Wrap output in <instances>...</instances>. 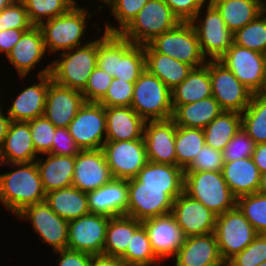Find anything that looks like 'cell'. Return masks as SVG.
<instances>
[{
	"label": "cell",
	"instance_id": "6da1fadb",
	"mask_svg": "<svg viewBox=\"0 0 266 266\" xmlns=\"http://www.w3.org/2000/svg\"><path fill=\"white\" fill-rule=\"evenodd\" d=\"M97 66L111 75L127 82H136L145 70L144 45L133 44L120 34L98 37Z\"/></svg>",
	"mask_w": 266,
	"mask_h": 266
},
{
	"label": "cell",
	"instance_id": "7a4b0ae2",
	"mask_svg": "<svg viewBox=\"0 0 266 266\" xmlns=\"http://www.w3.org/2000/svg\"><path fill=\"white\" fill-rule=\"evenodd\" d=\"M16 170L0 174V201L15 216L25 207L46 200L36 162L4 164Z\"/></svg>",
	"mask_w": 266,
	"mask_h": 266
},
{
	"label": "cell",
	"instance_id": "3957f363",
	"mask_svg": "<svg viewBox=\"0 0 266 266\" xmlns=\"http://www.w3.org/2000/svg\"><path fill=\"white\" fill-rule=\"evenodd\" d=\"M84 43L83 46L60 52L58 59L51 62L50 75L55 83L80 92L85 89L97 66L98 39Z\"/></svg>",
	"mask_w": 266,
	"mask_h": 266
},
{
	"label": "cell",
	"instance_id": "277c9868",
	"mask_svg": "<svg viewBox=\"0 0 266 266\" xmlns=\"http://www.w3.org/2000/svg\"><path fill=\"white\" fill-rule=\"evenodd\" d=\"M73 5L66 13L41 23L40 28L46 52H63L82 45V37L86 35L87 19L92 18L91 12Z\"/></svg>",
	"mask_w": 266,
	"mask_h": 266
},
{
	"label": "cell",
	"instance_id": "5b68a950",
	"mask_svg": "<svg viewBox=\"0 0 266 266\" xmlns=\"http://www.w3.org/2000/svg\"><path fill=\"white\" fill-rule=\"evenodd\" d=\"M184 192L219 216L236 206L222 171L184 172Z\"/></svg>",
	"mask_w": 266,
	"mask_h": 266
},
{
	"label": "cell",
	"instance_id": "8992f818",
	"mask_svg": "<svg viewBox=\"0 0 266 266\" xmlns=\"http://www.w3.org/2000/svg\"><path fill=\"white\" fill-rule=\"evenodd\" d=\"M131 108L146 122L172 117L171 90L145 69L134 83Z\"/></svg>",
	"mask_w": 266,
	"mask_h": 266
},
{
	"label": "cell",
	"instance_id": "52a82bcc",
	"mask_svg": "<svg viewBox=\"0 0 266 266\" xmlns=\"http://www.w3.org/2000/svg\"><path fill=\"white\" fill-rule=\"evenodd\" d=\"M179 23L164 0H149L120 35L133 44L146 45Z\"/></svg>",
	"mask_w": 266,
	"mask_h": 266
},
{
	"label": "cell",
	"instance_id": "ba28073f",
	"mask_svg": "<svg viewBox=\"0 0 266 266\" xmlns=\"http://www.w3.org/2000/svg\"><path fill=\"white\" fill-rule=\"evenodd\" d=\"M127 216L139 221L172 212L174 199L184 188L142 187L136 178L128 180Z\"/></svg>",
	"mask_w": 266,
	"mask_h": 266
},
{
	"label": "cell",
	"instance_id": "9c48e42d",
	"mask_svg": "<svg viewBox=\"0 0 266 266\" xmlns=\"http://www.w3.org/2000/svg\"><path fill=\"white\" fill-rule=\"evenodd\" d=\"M148 45L155 52L168 55L193 68L201 67L207 62L190 22H180L175 28L155 37Z\"/></svg>",
	"mask_w": 266,
	"mask_h": 266
},
{
	"label": "cell",
	"instance_id": "30bf717a",
	"mask_svg": "<svg viewBox=\"0 0 266 266\" xmlns=\"http://www.w3.org/2000/svg\"><path fill=\"white\" fill-rule=\"evenodd\" d=\"M213 233L222 260L242 252L258 235L237 206L216 217Z\"/></svg>",
	"mask_w": 266,
	"mask_h": 266
},
{
	"label": "cell",
	"instance_id": "8fae6325",
	"mask_svg": "<svg viewBox=\"0 0 266 266\" xmlns=\"http://www.w3.org/2000/svg\"><path fill=\"white\" fill-rule=\"evenodd\" d=\"M205 10L201 8L190 23L196 31L203 56L207 60H219L233 44V33L211 3ZM200 14L205 15L204 19Z\"/></svg>",
	"mask_w": 266,
	"mask_h": 266
},
{
	"label": "cell",
	"instance_id": "7c38bea8",
	"mask_svg": "<svg viewBox=\"0 0 266 266\" xmlns=\"http://www.w3.org/2000/svg\"><path fill=\"white\" fill-rule=\"evenodd\" d=\"M253 94H258L266 80V55L232 44L218 60Z\"/></svg>",
	"mask_w": 266,
	"mask_h": 266
},
{
	"label": "cell",
	"instance_id": "4fadbf2b",
	"mask_svg": "<svg viewBox=\"0 0 266 266\" xmlns=\"http://www.w3.org/2000/svg\"><path fill=\"white\" fill-rule=\"evenodd\" d=\"M68 130L80 150L102 149L106 141L105 107L99 102H85Z\"/></svg>",
	"mask_w": 266,
	"mask_h": 266
},
{
	"label": "cell",
	"instance_id": "5bb4252c",
	"mask_svg": "<svg viewBox=\"0 0 266 266\" xmlns=\"http://www.w3.org/2000/svg\"><path fill=\"white\" fill-rule=\"evenodd\" d=\"M212 96L223 111L242 113L249 105L253 93L242 84L231 70L218 60H209Z\"/></svg>",
	"mask_w": 266,
	"mask_h": 266
},
{
	"label": "cell",
	"instance_id": "9a60e30c",
	"mask_svg": "<svg viewBox=\"0 0 266 266\" xmlns=\"http://www.w3.org/2000/svg\"><path fill=\"white\" fill-rule=\"evenodd\" d=\"M16 217L24 221L30 220L33 231L54 252L67 249L69 222L54 213L46 201L25 207Z\"/></svg>",
	"mask_w": 266,
	"mask_h": 266
},
{
	"label": "cell",
	"instance_id": "2e32d148",
	"mask_svg": "<svg viewBox=\"0 0 266 266\" xmlns=\"http://www.w3.org/2000/svg\"><path fill=\"white\" fill-rule=\"evenodd\" d=\"M102 150L113 178H135L147 163L144 139L129 141H105Z\"/></svg>",
	"mask_w": 266,
	"mask_h": 266
},
{
	"label": "cell",
	"instance_id": "e0dca14e",
	"mask_svg": "<svg viewBox=\"0 0 266 266\" xmlns=\"http://www.w3.org/2000/svg\"><path fill=\"white\" fill-rule=\"evenodd\" d=\"M109 219L105 215L89 213L69 221L67 249L103 254Z\"/></svg>",
	"mask_w": 266,
	"mask_h": 266
},
{
	"label": "cell",
	"instance_id": "ac0fdd59",
	"mask_svg": "<svg viewBox=\"0 0 266 266\" xmlns=\"http://www.w3.org/2000/svg\"><path fill=\"white\" fill-rule=\"evenodd\" d=\"M171 213L185 238L214 232L217 216L184 191L174 199Z\"/></svg>",
	"mask_w": 266,
	"mask_h": 266
},
{
	"label": "cell",
	"instance_id": "d6986e66",
	"mask_svg": "<svg viewBox=\"0 0 266 266\" xmlns=\"http://www.w3.org/2000/svg\"><path fill=\"white\" fill-rule=\"evenodd\" d=\"M112 179L102 149L81 150L75 156L73 187L87 193L108 184Z\"/></svg>",
	"mask_w": 266,
	"mask_h": 266
},
{
	"label": "cell",
	"instance_id": "ffe728a7",
	"mask_svg": "<svg viewBox=\"0 0 266 266\" xmlns=\"http://www.w3.org/2000/svg\"><path fill=\"white\" fill-rule=\"evenodd\" d=\"M50 72L51 64H48L37 74L39 83L27 86L13 99L7 110L11 121L28 122L44 115L46 93L52 81Z\"/></svg>",
	"mask_w": 266,
	"mask_h": 266
},
{
	"label": "cell",
	"instance_id": "44dd1931",
	"mask_svg": "<svg viewBox=\"0 0 266 266\" xmlns=\"http://www.w3.org/2000/svg\"><path fill=\"white\" fill-rule=\"evenodd\" d=\"M156 257L162 261L175 257L185 236L172 213L142 221Z\"/></svg>",
	"mask_w": 266,
	"mask_h": 266
},
{
	"label": "cell",
	"instance_id": "7402d4cb",
	"mask_svg": "<svg viewBox=\"0 0 266 266\" xmlns=\"http://www.w3.org/2000/svg\"><path fill=\"white\" fill-rule=\"evenodd\" d=\"M175 133L176 124L171 118L146 121L143 139L147 160L154 163L176 165Z\"/></svg>",
	"mask_w": 266,
	"mask_h": 266
},
{
	"label": "cell",
	"instance_id": "603a6c76",
	"mask_svg": "<svg viewBox=\"0 0 266 266\" xmlns=\"http://www.w3.org/2000/svg\"><path fill=\"white\" fill-rule=\"evenodd\" d=\"M84 103L80 91L58 85L52 80L46 93L44 116L56 128H68Z\"/></svg>",
	"mask_w": 266,
	"mask_h": 266
},
{
	"label": "cell",
	"instance_id": "cb8c5ba5",
	"mask_svg": "<svg viewBox=\"0 0 266 266\" xmlns=\"http://www.w3.org/2000/svg\"><path fill=\"white\" fill-rule=\"evenodd\" d=\"M128 180L113 178L108 184L87 192L90 213L108 217L127 216Z\"/></svg>",
	"mask_w": 266,
	"mask_h": 266
},
{
	"label": "cell",
	"instance_id": "d4e9b609",
	"mask_svg": "<svg viewBox=\"0 0 266 266\" xmlns=\"http://www.w3.org/2000/svg\"><path fill=\"white\" fill-rule=\"evenodd\" d=\"M46 49L42 32L38 26L25 31L20 40L7 54V61L16 69L21 79L25 78L45 57Z\"/></svg>",
	"mask_w": 266,
	"mask_h": 266
},
{
	"label": "cell",
	"instance_id": "484cf974",
	"mask_svg": "<svg viewBox=\"0 0 266 266\" xmlns=\"http://www.w3.org/2000/svg\"><path fill=\"white\" fill-rule=\"evenodd\" d=\"M173 259L175 266H212L222 260L214 233L185 238Z\"/></svg>",
	"mask_w": 266,
	"mask_h": 266
},
{
	"label": "cell",
	"instance_id": "4316f807",
	"mask_svg": "<svg viewBox=\"0 0 266 266\" xmlns=\"http://www.w3.org/2000/svg\"><path fill=\"white\" fill-rule=\"evenodd\" d=\"M4 164L29 163L36 161L31 130L28 122L11 121L1 145Z\"/></svg>",
	"mask_w": 266,
	"mask_h": 266
},
{
	"label": "cell",
	"instance_id": "83f0119b",
	"mask_svg": "<svg viewBox=\"0 0 266 266\" xmlns=\"http://www.w3.org/2000/svg\"><path fill=\"white\" fill-rule=\"evenodd\" d=\"M106 141L143 139L145 121L131 107H105Z\"/></svg>",
	"mask_w": 266,
	"mask_h": 266
},
{
	"label": "cell",
	"instance_id": "f1b7e54d",
	"mask_svg": "<svg viewBox=\"0 0 266 266\" xmlns=\"http://www.w3.org/2000/svg\"><path fill=\"white\" fill-rule=\"evenodd\" d=\"M222 174L231 193L236 198L259 192L261 173L252 157L224 162Z\"/></svg>",
	"mask_w": 266,
	"mask_h": 266
},
{
	"label": "cell",
	"instance_id": "f546056e",
	"mask_svg": "<svg viewBox=\"0 0 266 266\" xmlns=\"http://www.w3.org/2000/svg\"><path fill=\"white\" fill-rule=\"evenodd\" d=\"M47 158L36 159L42 186L45 193L72 186L75 156L44 154Z\"/></svg>",
	"mask_w": 266,
	"mask_h": 266
},
{
	"label": "cell",
	"instance_id": "4dcf8cb0",
	"mask_svg": "<svg viewBox=\"0 0 266 266\" xmlns=\"http://www.w3.org/2000/svg\"><path fill=\"white\" fill-rule=\"evenodd\" d=\"M145 69L158 77L170 90L186 79L192 66L168 55L155 52L148 44L144 45Z\"/></svg>",
	"mask_w": 266,
	"mask_h": 266
},
{
	"label": "cell",
	"instance_id": "1f68e13d",
	"mask_svg": "<svg viewBox=\"0 0 266 266\" xmlns=\"http://www.w3.org/2000/svg\"><path fill=\"white\" fill-rule=\"evenodd\" d=\"M172 106L171 119L176 126L198 129H204L223 112L219 102L213 96L190 104Z\"/></svg>",
	"mask_w": 266,
	"mask_h": 266
},
{
	"label": "cell",
	"instance_id": "d6a6232c",
	"mask_svg": "<svg viewBox=\"0 0 266 266\" xmlns=\"http://www.w3.org/2000/svg\"><path fill=\"white\" fill-rule=\"evenodd\" d=\"M45 201L54 213L68 222L90 213L87 193L73 186L46 193Z\"/></svg>",
	"mask_w": 266,
	"mask_h": 266
},
{
	"label": "cell",
	"instance_id": "836d02e7",
	"mask_svg": "<svg viewBox=\"0 0 266 266\" xmlns=\"http://www.w3.org/2000/svg\"><path fill=\"white\" fill-rule=\"evenodd\" d=\"M172 105H184L212 96L209 76V60L206 64L193 68L188 77L171 90Z\"/></svg>",
	"mask_w": 266,
	"mask_h": 266
},
{
	"label": "cell",
	"instance_id": "e575fe53",
	"mask_svg": "<svg viewBox=\"0 0 266 266\" xmlns=\"http://www.w3.org/2000/svg\"><path fill=\"white\" fill-rule=\"evenodd\" d=\"M211 4L233 34L262 13V0H214Z\"/></svg>",
	"mask_w": 266,
	"mask_h": 266
},
{
	"label": "cell",
	"instance_id": "d590c367",
	"mask_svg": "<svg viewBox=\"0 0 266 266\" xmlns=\"http://www.w3.org/2000/svg\"><path fill=\"white\" fill-rule=\"evenodd\" d=\"M141 225L142 221L126 215L111 217L106 228L103 254L120 258L126 252L134 232Z\"/></svg>",
	"mask_w": 266,
	"mask_h": 266
},
{
	"label": "cell",
	"instance_id": "8d00e7d4",
	"mask_svg": "<svg viewBox=\"0 0 266 266\" xmlns=\"http://www.w3.org/2000/svg\"><path fill=\"white\" fill-rule=\"evenodd\" d=\"M135 178L142 187L184 188V170L176 165L147 161Z\"/></svg>",
	"mask_w": 266,
	"mask_h": 266
},
{
	"label": "cell",
	"instance_id": "74e56055",
	"mask_svg": "<svg viewBox=\"0 0 266 266\" xmlns=\"http://www.w3.org/2000/svg\"><path fill=\"white\" fill-rule=\"evenodd\" d=\"M240 128L241 114L223 111L203 129L205 144L222 152Z\"/></svg>",
	"mask_w": 266,
	"mask_h": 266
},
{
	"label": "cell",
	"instance_id": "f35d334b",
	"mask_svg": "<svg viewBox=\"0 0 266 266\" xmlns=\"http://www.w3.org/2000/svg\"><path fill=\"white\" fill-rule=\"evenodd\" d=\"M205 144L203 129L176 126V166L185 170Z\"/></svg>",
	"mask_w": 266,
	"mask_h": 266
},
{
	"label": "cell",
	"instance_id": "ab89813d",
	"mask_svg": "<svg viewBox=\"0 0 266 266\" xmlns=\"http://www.w3.org/2000/svg\"><path fill=\"white\" fill-rule=\"evenodd\" d=\"M241 127L255 142L266 143V100L253 94L248 107L241 113Z\"/></svg>",
	"mask_w": 266,
	"mask_h": 266
},
{
	"label": "cell",
	"instance_id": "60d3db41",
	"mask_svg": "<svg viewBox=\"0 0 266 266\" xmlns=\"http://www.w3.org/2000/svg\"><path fill=\"white\" fill-rule=\"evenodd\" d=\"M127 266H160L152 250L146 228L142 224L131 237L126 252L120 257Z\"/></svg>",
	"mask_w": 266,
	"mask_h": 266
},
{
	"label": "cell",
	"instance_id": "b9f144b4",
	"mask_svg": "<svg viewBox=\"0 0 266 266\" xmlns=\"http://www.w3.org/2000/svg\"><path fill=\"white\" fill-rule=\"evenodd\" d=\"M27 10L30 23L39 26L41 23L66 13L76 0H21ZM46 19V20H45Z\"/></svg>",
	"mask_w": 266,
	"mask_h": 266
},
{
	"label": "cell",
	"instance_id": "7bdbcfd3",
	"mask_svg": "<svg viewBox=\"0 0 266 266\" xmlns=\"http://www.w3.org/2000/svg\"><path fill=\"white\" fill-rule=\"evenodd\" d=\"M233 43L266 55V16L261 13L233 34Z\"/></svg>",
	"mask_w": 266,
	"mask_h": 266
},
{
	"label": "cell",
	"instance_id": "ee69618b",
	"mask_svg": "<svg viewBox=\"0 0 266 266\" xmlns=\"http://www.w3.org/2000/svg\"><path fill=\"white\" fill-rule=\"evenodd\" d=\"M236 206L258 234H266V194L256 192L236 198Z\"/></svg>",
	"mask_w": 266,
	"mask_h": 266
},
{
	"label": "cell",
	"instance_id": "f6af8a7d",
	"mask_svg": "<svg viewBox=\"0 0 266 266\" xmlns=\"http://www.w3.org/2000/svg\"><path fill=\"white\" fill-rule=\"evenodd\" d=\"M149 0H114L111 7V15L117 20L118 26L105 24L104 32L108 34H120L136 17L137 13Z\"/></svg>",
	"mask_w": 266,
	"mask_h": 266
},
{
	"label": "cell",
	"instance_id": "bcb514c9",
	"mask_svg": "<svg viewBox=\"0 0 266 266\" xmlns=\"http://www.w3.org/2000/svg\"><path fill=\"white\" fill-rule=\"evenodd\" d=\"M28 123L38 156L49 153L52 150L56 127L44 115L28 121Z\"/></svg>",
	"mask_w": 266,
	"mask_h": 266
},
{
	"label": "cell",
	"instance_id": "7dc6e473",
	"mask_svg": "<svg viewBox=\"0 0 266 266\" xmlns=\"http://www.w3.org/2000/svg\"><path fill=\"white\" fill-rule=\"evenodd\" d=\"M134 83L113 78L107 93L99 103L104 107H131Z\"/></svg>",
	"mask_w": 266,
	"mask_h": 266
},
{
	"label": "cell",
	"instance_id": "c3c4849f",
	"mask_svg": "<svg viewBox=\"0 0 266 266\" xmlns=\"http://www.w3.org/2000/svg\"><path fill=\"white\" fill-rule=\"evenodd\" d=\"M266 261V234H258L240 253L230 259L232 266H259Z\"/></svg>",
	"mask_w": 266,
	"mask_h": 266
},
{
	"label": "cell",
	"instance_id": "681fc988",
	"mask_svg": "<svg viewBox=\"0 0 266 266\" xmlns=\"http://www.w3.org/2000/svg\"><path fill=\"white\" fill-rule=\"evenodd\" d=\"M255 146V142L241 127L222 151L224 162L252 157Z\"/></svg>",
	"mask_w": 266,
	"mask_h": 266
},
{
	"label": "cell",
	"instance_id": "f907efd6",
	"mask_svg": "<svg viewBox=\"0 0 266 266\" xmlns=\"http://www.w3.org/2000/svg\"><path fill=\"white\" fill-rule=\"evenodd\" d=\"M27 10L21 0H15L0 12V31L7 29H30Z\"/></svg>",
	"mask_w": 266,
	"mask_h": 266
},
{
	"label": "cell",
	"instance_id": "816d5d0a",
	"mask_svg": "<svg viewBox=\"0 0 266 266\" xmlns=\"http://www.w3.org/2000/svg\"><path fill=\"white\" fill-rule=\"evenodd\" d=\"M224 158L222 152L204 144L193 162L184 172L222 171Z\"/></svg>",
	"mask_w": 266,
	"mask_h": 266
},
{
	"label": "cell",
	"instance_id": "f5cc1de1",
	"mask_svg": "<svg viewBox=\"0 0 266 266\" xmlns=\"http://www.w3.org/2000/svg\"><path fill=\"white\" fill-rule=\"evenodd\" d=\"M112 79L111 75L96 66L81 92L85 102H99L107 93Z\"/></svg>",
	"mask_w": 266,
	"mask_h": 266
},
{
	"label": "cell",
	"instance_id": "db71d44e",
	"mask_svg": "<svg viewBox=\"0 0 266 266\" xmlns=\"http://www.w3.org/2000/svg\"><path fill=\"white\" fill-rule=\"evenodd\" d=\"M164 2L180 22H191L198 11L209 4L208 0H164Z\"/></svg>",
	"mask_w": 266,
	"mask_h": 266
},
{
	"label": "cell",
	"instance_id": "11a10c76",
	"mask_svg": "<svg viewBox=\"0 0 266 266\" xmlns=\"http://www.w3.org/2000/svg\"><path fill=\"white\" fill-rule=\"evenodd\" d=\"M80 151V148L70 135L68 128H56L50 154L76 156Z\"/></svg>",
	"mask_w": 266,
	"mask_h": 266
},
{
	"label": "cell",
	"instance_id": "9f6ffc18",
	"mask_svg": "<svg viewBox=\"0 0 266 266\" xmlns=\"http://www.w3.org/2000/svg\"><path fill=\"white\" fill-rule=\"evenodd\" d=\"M58 254L59 266H89L92 254L82 251H74L70 249H62L54 252Z\"/></svg>",
	"mask_w": 266,
	"mask_h": 266
},
{
	"label": "cell",
	"instance_id": "6f0895ef",
	"mask_svg": "<svg viewBox=\"0 0 266 266\" xmlns=\"http://www.w3.org/2000/svg\"><path fill=\"white\" fill-rule=\"evenodd\" d=\"M29 29H7L0 31V53L5 56L12 50L20 40L22 34Z\"/></svg>",
	"mask_w": 266,
	"mask_h": 266
},
{
	"label": "cell",
	"instance_id": "680465c9",
	"mask_svg": "<svg viewBox=\"0 0 266 266\" xmlns=\"http://www.w3.org/2000/svg\"><path fill=\"white\" fill-rule=\"evenodd\" d=\"M89 266H127L119 257L104 254L93 255Z\"/></svg>",
	"mask_w": 266,
	"mask_h": 266
},
{
	"label": "cell",
	"instance_id": "91938a15",
	"mask_svg": "<svg viewBox=\"0 0 266 266\" xmlns=\"http://www.w3.org/2000/svg\"><path fill=\"white\" fill-rule=\"evenodd\" d=\"M252 159L261 175L266 173V143L257 144L255 146Z\"/></svg>",
	"mask_w": 266,
	"mask_h": 266
},
{
	"label": "cell",
	"instance_id": "94428289",
	"mask_svg": "<svg viewBox=\"0 0 266 266\" xmlns=\"http://www.w3.org/2000/svg\"><path fill=\"white\" fill-rule=\"evenodd\" d=\"M10 122L9 116L7 114L5 115L2 109H0V146L5 139Z\"/></svg>",
	"mask_w": 266,
	"mask_h": 266
},
{
	"label": "cell",
	"instance_id": "6125c7cd",
	"mask_svg": "<svg viewBox=\"0 0 266 266\" xmlns=\"http://www.w3.org/2000/svg\"><path fill=\"white\" fill-rule=\"evenodd\" d=\"M259 192L266 194V173L261 175V185H260Z\"/></svg>",
	"mask_w": 266,
	"mask_h": 266
},
{
	"label": "cell",
	"instance_id": "be15d7a7",
	"mask_svg": "<svg viewBox=\"0 0 266 266\" xmlns=\"http://www.w3.org/2000/svg\"><path fill=\"white\" fill-rule=\"evenodd\" d=\"M15 0H0V12L11 5Z\"/></svg>",
	"mask_w": 266,
	"mask_h": 266
},
{
	"label": "cell",
	"instance_id": "e7e4bbea",
	"mask_svg": "<svg viewBox=\"0 0 266 266\" xmlns=\"http://www.w3.org/2000/svg\"><path fill=\"white\" fill-rule=\"evenodd\" d=\"M212 266H232V265L230 263V260H221L220 262Z\"/></svg>",
	"mask_w": 266,
	"mask_h": 266
},
{
	"label": "cell",
	"instance_id": "03108f58",
	"mask_svg": "<svg viewBox=\"0 0 266 266\" xmlns=\"http://www.w3.org/2000/svg\"><path fill=\"white\" fill-rule=\"evenodd\" d=\"M262 98L266 100V80L264 81L263 88L261 91L258 93Z\"/></svg>",
	"mask_w": 266,
	"mask_h": 266
},
{
	"label": "cell",
	"instance_id": "003e7915",
	"mask_svg": "<svg viewBox=\"0 0 266 266\" xmlns=\"http://www.w3.org/2000/svg\"><path fill=\"white\" fill-rule=\"evenodd\" d=\"M99 2H103L105 4V6L107 5L109 8L112 7L114 0H98Z\"/></svg>",
	"mask_w": 266,
	"mask_h": 266
},
{
	"label": "cell",
	"instance_id": "a7ac6f4b",
	"mask_svg": "<svg viewBox=\"0 0 266 266\" xmlns=\"http://www.w3.org/2000/svg\"><path fill=\"white\" fill-rule=\"evenodd\" d=\"M266 1V0H265ZM262 0V13L266 14V2ZM266 16V15H265Z\"/></svg>",
	"mask_w": 266,
	"mask_h": 266
},
{
	"label": "cell",
	"instance_id": "89a4df30",
	"mask_svg": "<svg viewBox=\"0 0 266 266\" xmlns=\"http://www.w3.org/2000/svg\"><path fill=\"white\" fill-rule=\"evenodd\" d=\"M0 165L1 166L4 165L3 158H2V154H1V146H0Z\"/></svg>",
	"mask_w": 266,
	"mask_h": 266
},
{
	"label": "cell",
	"instance_id": "2644e50d",
	"mask_svg": "<svg viewBox=\"0 0 266 266\" xmlns=\"http://www.w3.org/2000/svg\"><path fill=\"white\" fill-rule=\"evenodd\" d=\"M259 266H266V261L262 262Z\"/></svg>",
	"mask_w": 266,
	"mask_h": 266
}]
</instances>
